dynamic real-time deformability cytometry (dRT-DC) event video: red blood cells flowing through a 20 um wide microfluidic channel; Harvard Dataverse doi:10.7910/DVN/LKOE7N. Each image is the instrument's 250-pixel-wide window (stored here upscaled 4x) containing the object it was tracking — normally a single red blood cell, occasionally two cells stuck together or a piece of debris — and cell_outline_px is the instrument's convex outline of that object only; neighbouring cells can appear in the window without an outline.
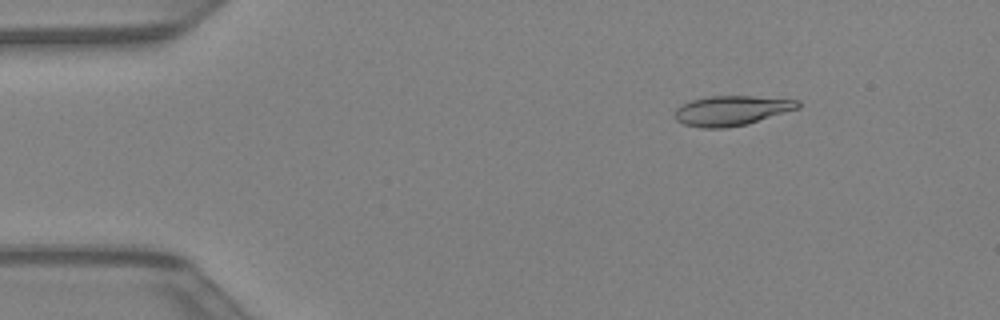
{"species": "Egyptian fruit bat (a non-hibernating species)", "species_latin": "Rousettus aegyptiacus", "temperature_condition": "warm", "stored_images_in_passage": 42, "camera_frame_rate_fps": 3000, "um_per_image_px": 0.085, "animal": {"sex": "female"}, "frame": {"image": 1, "passage_image": 6, "time_ms": 1.667, "image_size_px": [1000, 320], "cell_outline_px": [[800, 108], [748, 124], [724, 128], [704, 128], [684, 124], [676, 120], [672, 116], [676, 108], [680, 104], [692, 100], [708, 96], [752, 96], [800, 100]], "centroid_in_image_um": [62.16, 9.4], "position_along_channel_um": 22.8, "area_um2": 21.62}}
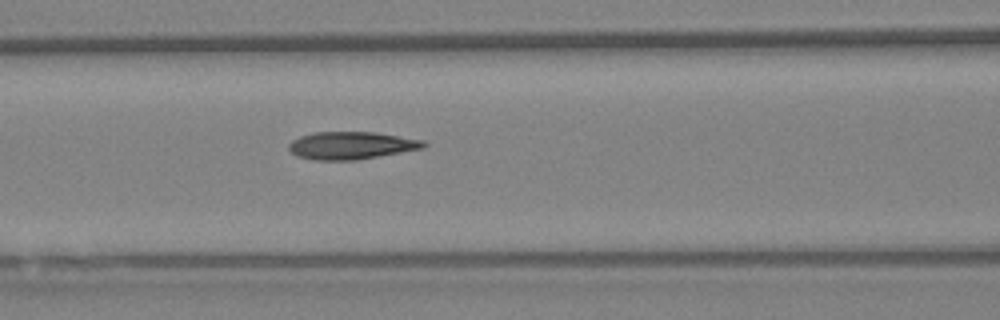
{"frame": {"image": 2, "passage_image": 18, "time_ms": 5.667, "image_size_px": [1000, 320], "cell_outline_px": [[428, 144], [424, 148], [356, 160], [312, 160], [296, 156], [288, 148], [288, 144], [292, 140], [300, 136], [312, 132], [376, 132], [424, 140]], "centroid_in_image_um": [29.85, 12.36], "position_along_channel_um": 136.8, "area_um2": 21.79}}
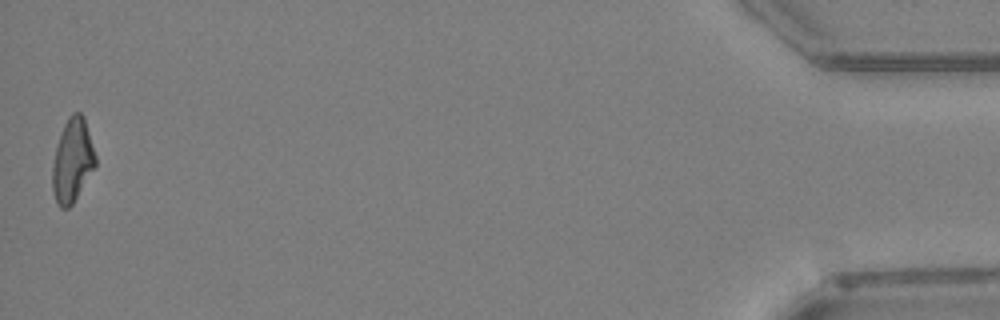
{"frame": {"image": 3, "passage_image": 42, "time_ms": 13.667, "image_size_px": [1000, 320], "cell_outline_px": [[96, 164], [72, 204], [68, 208], [60, 208], [56, 204], [52, 188], [52, 168], [56, 148], [64, 124], [68, 116], [72, 112], [80, 112], [84, 116], [96, 156]], "centroid_in_image_um": [6.15, 13.63], "position_along_channel_um": 429.1, "area_um2": 20.75}}